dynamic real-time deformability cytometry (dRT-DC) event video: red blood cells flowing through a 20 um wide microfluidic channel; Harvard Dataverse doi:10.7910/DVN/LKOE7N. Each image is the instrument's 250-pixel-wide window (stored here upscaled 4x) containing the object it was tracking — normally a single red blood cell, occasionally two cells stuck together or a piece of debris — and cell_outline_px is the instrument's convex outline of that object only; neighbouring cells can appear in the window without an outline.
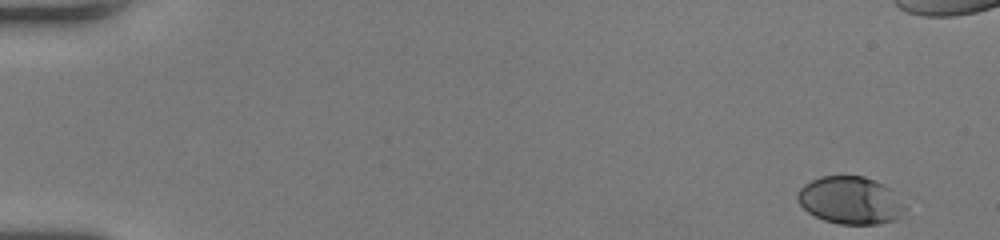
{"species": "human", "species_latin": "Homo sapiens", "temperature_condition": "room temperature", "stored_images_in_passage": 52, "camera_frame_rate_fps": 3000, "um_per_image_px": 0.085, "donor": {"sex": "female"}, "frame": {"image": 1, "passage_image": 1, "time_ms": 0.0, "image_size_px": [1000, 240], "cell_outline_px": [[908, 208], [896, 220], [880, 224], [840, 224], [824, 220], [808, 212], [796, 200], [796, 192], [804, 184], [820, 176], [864, 176], [884, 184], [892, 188]], "centroid_in_image_um": [72.31, 17.03], "position_along_channel_um": 12.7, "area_um2": 30.17}}
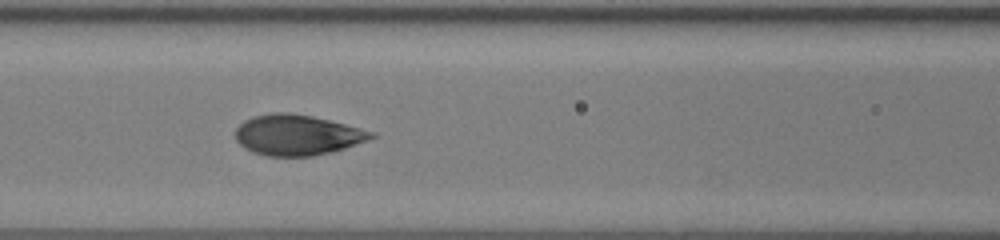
{"frame": {"image": 2, "passage_image": 23, "time_ms": 7.333, "image_size_px": [1000, 240], "cell_outline_px": [[376, 136], [344, 148], [332, 152], [312, 156], [268, 156], [252, 152], [244, 148], [236, 140], [236, 128], [244, 120], [252, 116], [276, 112], [288, 112], [312, 116], [376, 132]], "centroid_in_image_um": [25.23, 11.47], "position_along_channel_um": 141.4, "area_um2": 31.91}}
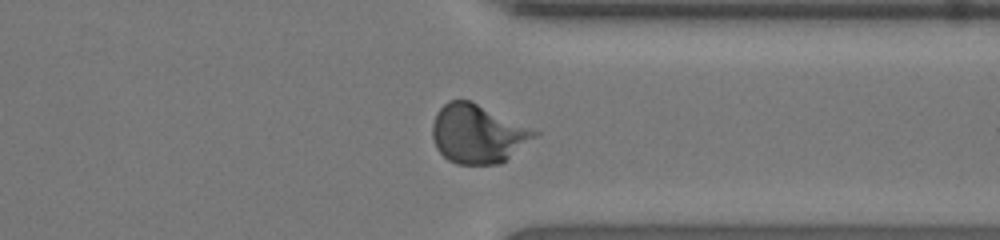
{"frame": {"image": 3, "passage_image": 40, "time_ms": 13.0, "image_size_px": [1000, 240], "cell_outline_px": [[540, 132], [536, 136], [500, 164], [456, 164], [448, 160], [436, 148], [432, 140], [432, 124], [436, 112], [448, 100], [472, 100]], "centroid_in_image_um": [40.57, 11.36], "position_along_channel_um": 370.8, "area_um2": 34.97}, "authors_computed_cell_mechanics": {"area_um2": 31.501, "velocity_mm_per_s": 4.0572, "shape_relaxation_time_tau1_ms": 3.335, "shape_relaxation_time_tau2_ms": null, "deformation_change_tau1": 0.1624, "deformation_change_tau2": null}}